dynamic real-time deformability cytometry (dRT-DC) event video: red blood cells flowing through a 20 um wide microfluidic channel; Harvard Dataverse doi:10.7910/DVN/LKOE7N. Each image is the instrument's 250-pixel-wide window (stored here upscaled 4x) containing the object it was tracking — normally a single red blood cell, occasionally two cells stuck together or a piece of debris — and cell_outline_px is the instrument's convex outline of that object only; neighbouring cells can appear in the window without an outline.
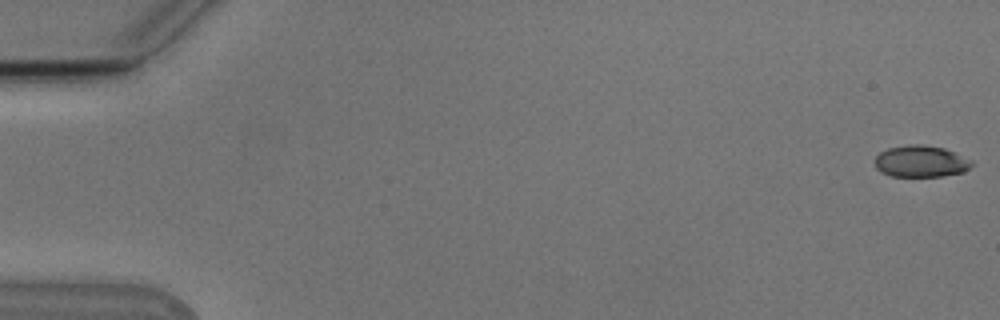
{"species": "Egyptian fruit bat (a non-hibernating species)", "species_latin": "Rousettus aegyptiacus", "temperature_condition": "cold", "stored_images_in_passage": 55, "camera_frame_rate_fps": 3000, "um_per_image_px": 0.085, "animal": {"sex": "male"}, "frame": {"image": 1, "passage_image": 1, "time_ms": 0.0, "image_size_px": [1000, 320], "cell_outline_px": [[972, 164], [964, 172], [944, 176], [892, 176], [880, 172], [876, 168], [876, 156], [880, 152], [888, 148], [912, 144], [920, 144], [944, 148], [972, 160]], "centroid_in_image_um": [78.27, 13.72], "position_along_channel_um": 6.7, "area_um2": 17.74}}
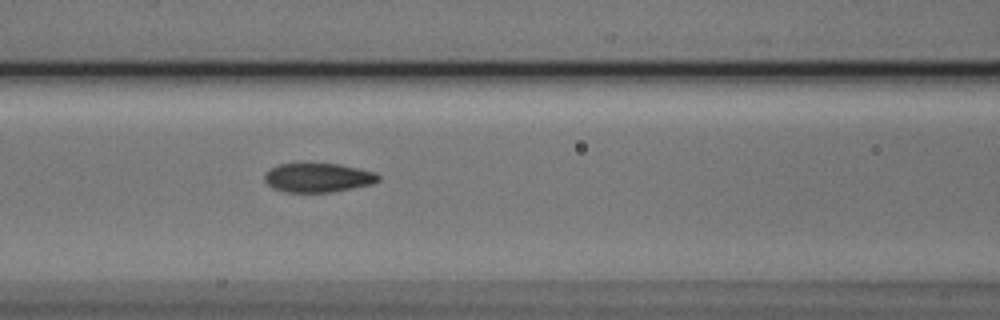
{"frame": {"image": 2, "passage_image": 24, "time_ms": 7.667, "image_size_px": [1000, 320], "cell_outline_px": [[380, 180], [372, 184], [332, 192], [284, 192], [272, 188], [264, 180], [264, 172], [280, 164], [340, 164], [376, 172], [380, 176]], "centroid_in_image_um": [27.04, 15.11], "position_along_channel_um": 139.6, "area_um2": 19.31}}
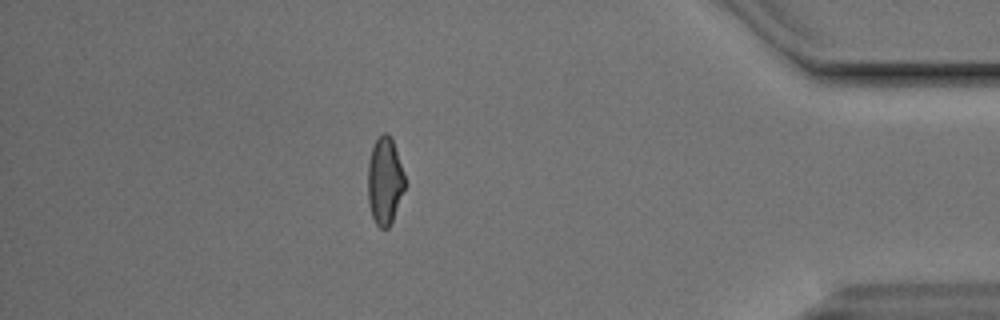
{"frame": {"image": 3, "passage_image": 48, "time_ms": 15.667, "image_size_px": [1000, 320], "cell_outline_px": [[404, 188], [392, 220], [388, 228], [380, 228], [376, 224], [372, 216], [368, 204], [368, 164], [372, 148], [376, 140], [384, 132], [388, 132], [392, 140], [404, 172]], "centroid_in_image_um": [32.68, 15.38], "position_along_channel_um": 402.5, "area_um2": 18.5}, "authors_computed_cell_mechanics": {"area_um2": 19.1896, "velocity_mm_per_s": 3.7867, "shape_relaxation_time_tau1_ms": 4.458, "shape_relaxation_time_tau2_ms": 1.5629, "deformation_change_tau1": 0.1584, "deformation_change_tau2": 0.0598}}